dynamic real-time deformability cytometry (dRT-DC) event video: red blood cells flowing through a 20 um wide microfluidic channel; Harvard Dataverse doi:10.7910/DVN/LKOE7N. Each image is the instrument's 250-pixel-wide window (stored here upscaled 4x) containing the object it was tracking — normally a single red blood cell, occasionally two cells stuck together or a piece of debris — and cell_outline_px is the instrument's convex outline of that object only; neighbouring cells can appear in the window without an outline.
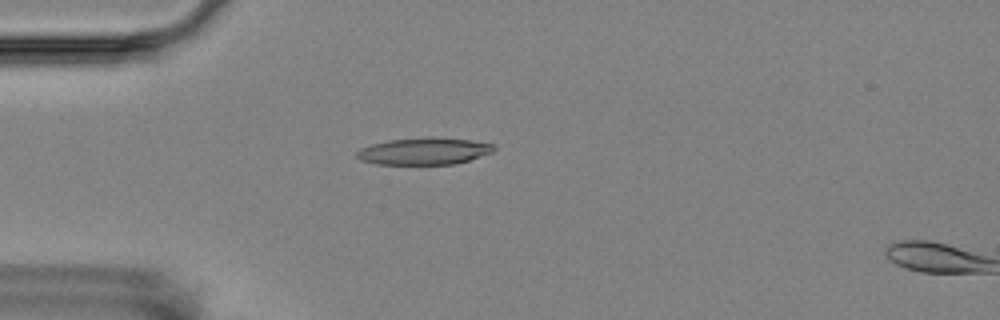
{"species": "Egyptian fruit bat (a non-hibernating species)", "species_latin": "Rousettus aegyptiacus", "temperature_condition": "room temperature", "stored_images_in_passage": 3, "camera_frame_rate_fps": 3000, "um_per_image_px": 0.085, "animal": {"sex": "female"}, "frame": {"image": 1, "passage_image": 2, "time_ms": 1.0, "image_size_px": [1000, 320], "cell_outline_px": [[496, 148], [492, 152], [456, 164], [376, 164], [360, 160], [356, 156], [356, 152], [360, 148], [372, 144], [388, 140], [428, 136], [432, 136], [472, 140], [492, 144]], "centroid_in_image_um": [36.02, 12.83], "position_along_channel_um": 49.0, "area_um2": 21.68}}